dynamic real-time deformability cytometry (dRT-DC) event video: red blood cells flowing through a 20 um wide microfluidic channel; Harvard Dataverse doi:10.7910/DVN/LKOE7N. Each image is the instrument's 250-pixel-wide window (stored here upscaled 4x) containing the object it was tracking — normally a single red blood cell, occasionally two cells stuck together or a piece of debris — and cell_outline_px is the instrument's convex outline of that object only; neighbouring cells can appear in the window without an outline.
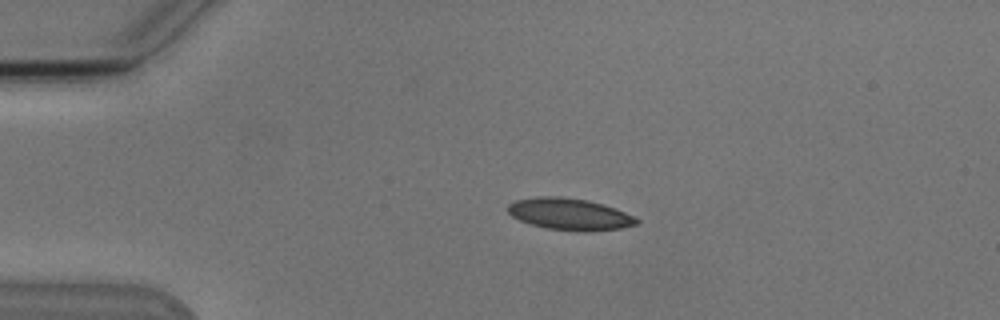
{"species": "Egyptian fruit bat (a non-hibernating species)", "species_latin": "Rousettus aegyptiacus", "temperature_condition": "cold", "stored_images_in_passage": 2, "camera_frame_rate_fps": 3000, "um_per_image_px": 0.085, "animal": {"sex": "male"}, "frame": {"image": 1, "passage_image": 1, "time_ms": 0.0, "image_size_px": [1000, 320], "cell_outline_px": [[640, 220], [636, 224], [620, 228], [588, 232], [576, 232], [544, 228], [520, 220], [512, 216], [508, 212], [508, 204], [516, 200], [536, 196], [560, 196], [584, 200], [600, 204], [624, 212]], "centroid_in_image_um": [48.37, 18.21], "position_along_channel_um": 36.6, "area_um2": 23.64}}